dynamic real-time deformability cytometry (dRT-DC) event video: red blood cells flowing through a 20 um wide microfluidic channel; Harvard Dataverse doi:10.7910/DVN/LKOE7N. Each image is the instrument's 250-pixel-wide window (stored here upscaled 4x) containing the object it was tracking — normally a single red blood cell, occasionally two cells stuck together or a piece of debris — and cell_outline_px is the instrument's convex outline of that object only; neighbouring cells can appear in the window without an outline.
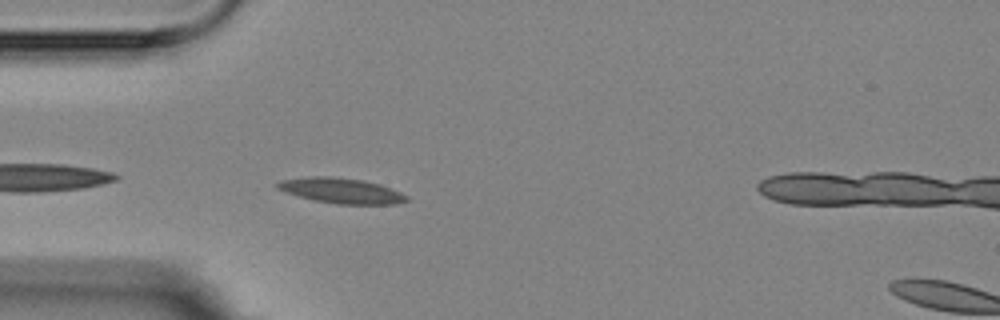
{"species": "Egyptian fruit bat (a non-hibernating species)", "species_latin": "Rousettus aegyptiacus", "temperature_condition": "room temperature", "stored_images_in_passage": 4, "camera_frame_rate_fps": 3000, "um_per_image_px": 0.085, "animal": {"sex": "female"}, "frame": {"image": 1, "passage_image": 4, "time_ms": 3.667, "image_size_px": [1000, 320], "cell_outline_px": [[408, 200], [396, 204], [336, 204], [316, 200], [284, 192], [276, 188], [276, 184], [280, 180], [308, 176], [328, 176], [364, 180], [380, 184], [400, 192], [408, 196]], "centroid_in_image_um": [29.0, 16.2], "position_along_channel_um": 56.0, "area_um2": 19.02}}